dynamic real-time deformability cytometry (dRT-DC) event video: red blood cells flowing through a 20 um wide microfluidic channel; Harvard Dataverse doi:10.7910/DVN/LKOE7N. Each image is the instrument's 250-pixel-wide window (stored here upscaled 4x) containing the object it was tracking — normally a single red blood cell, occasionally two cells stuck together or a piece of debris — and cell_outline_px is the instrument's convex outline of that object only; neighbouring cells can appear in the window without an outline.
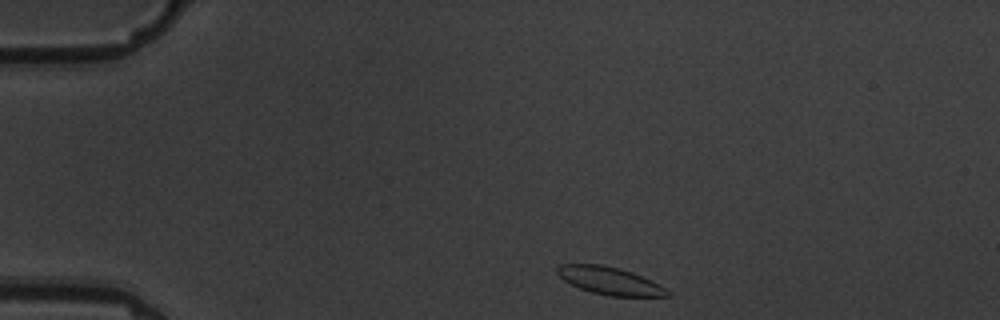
{"species": "common noctule bat (a hibernating species)", "species_latin": "Nyctalus noctula", "temperature_condition": "warm", "stored_images_in_passage": 5, "camera_frame_rate_fps": 3000, "um_per_image_px": 0.085, "animal": {"sex": "male", "body_mass_g": 19.5, "forearm_length_mm": 54.6}, "frame": {"image": 1, "passage_image": 1, "time_ms": 0.0, "image_size_px": [1000, 320], "cell_outline_px": [[672, 296], [608, 296], [592, 292], [580, 288], [564, 280], [556, 272], [556, 268], [560, 264], [600, 264], [620, 268], [632, 272], [652, 280], [660, 284], [672, 292]], "centroid_in_image_um": [51.88, 23.87], "position_along_channel_um": 33.1, "area_um2": 17.8}}
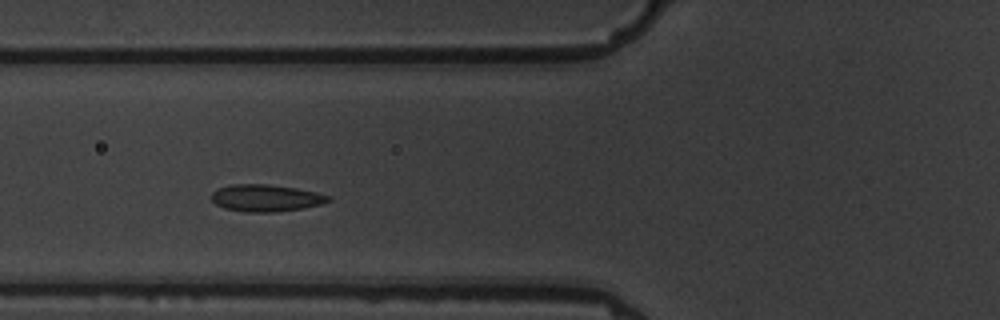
{"frame": {"image": 2, "passage_image": 4, "time_ms": 3.667, "image_size_px": [1000, 320], "cell_outline_px": [[332, 200], [320, 204], [304, 208], [276, 212], [244, 212], [224, 208], [216, 204], [212, 200], [212, 192], [220, 188], [232, 184], [264, 184], [296, 188], [316, 192], [328, 196]], "centroid_in_image_um": [22.59, 16.84], "position_along_channel_um": 103.2, "area_um2": 18.26}}
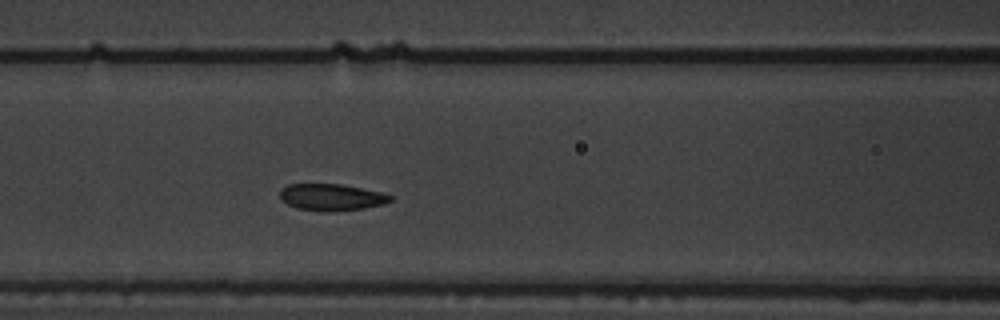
{"frame": {"image": 3, "passage_image": 5, "time_ms": 4.667, "image_size_px": [1000, 320], "cell_outline_px": [[392, 200], [384, 204], [364, 208], [328, 212], [320, 212], [296, 208], [280, 200], [280, 188], [288, 184], [340, 184], [380, 192], [392, 196]], "centroid_in_image_um": [28.12, 16.77], "position_along_channel_um": 138.5, "area_um2": 17.28}}